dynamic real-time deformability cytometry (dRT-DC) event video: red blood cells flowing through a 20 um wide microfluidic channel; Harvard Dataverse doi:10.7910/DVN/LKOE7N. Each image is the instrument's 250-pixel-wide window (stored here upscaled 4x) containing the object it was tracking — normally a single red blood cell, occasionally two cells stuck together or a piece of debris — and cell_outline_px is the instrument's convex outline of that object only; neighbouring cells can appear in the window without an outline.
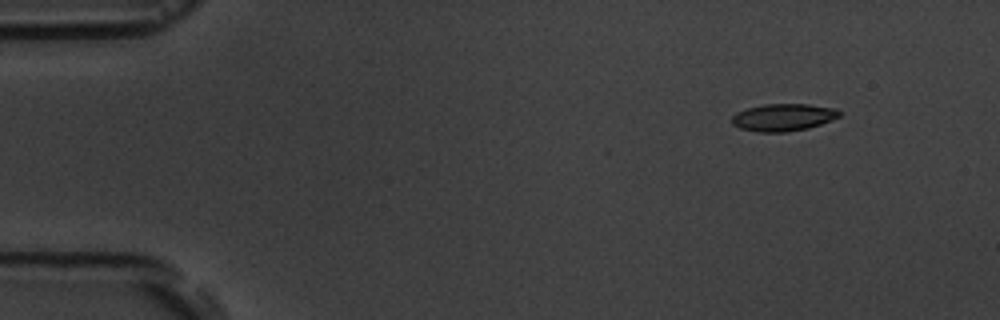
{"species": "common noctule bat (a hibernating species)", "species_latin": "Nyctalus noctula", "temperature_condition": "room temperature", "stored_images_in_passage": 5, "camera_frame_rate_fps": 3000, "um_per_image_px": 0.085, "animal": {"sex": "male", "body_mass_g": 19.5, "forearm_length_mm": 54.6}, "frame": {"image": 1, "passage_image": 1, "time_ms": 0.0, "image_size_px": [1000, 320], "cell_outline_px": [[840, 116], [832, 120], [808, 128], [784, 132], [760, 132], [740, 128], [732, 124], [732, 116], [736, 112], [748, 108], [764, 104], [808, 104], [836, 108], [840, 112]], "centroid_in_image_um": [66.58, 9.97], "position_along_channel_um": 18.4, "area_um2": 17.05}}
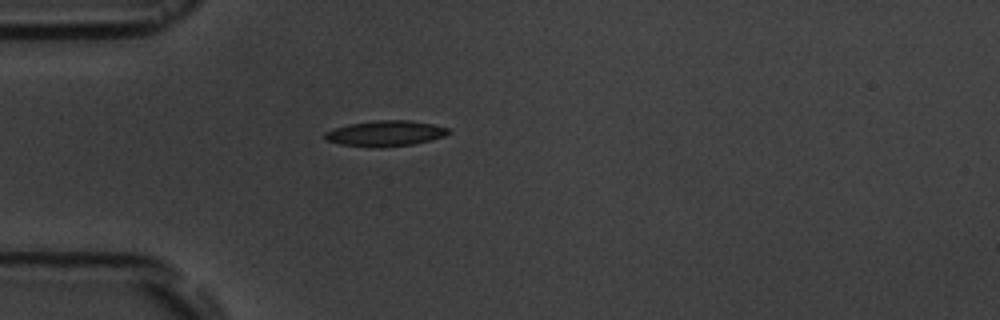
{"frame": {"image": 2, "passage_image": 4, "time_ms": 3.333, "image_size_px": [1000, 320], "cell_outline_px": [[452, 132], [444, 136], [432, 140], [412, 144], [376, 148], [372, 148], [340, 144], [324, 140], [324, 132], [348, 124], [376, 120], [408, 120], [432, 124], [448, 128]], "centroid_in_image_um": [32.74, 11.35], "position_along_channel_um": 52.3, "area_um2": 18.55}}